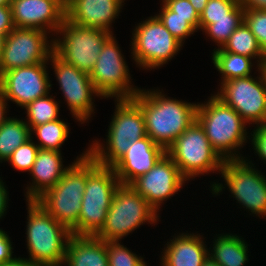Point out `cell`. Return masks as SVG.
Masks as SVG:
<instances>
[{
    "mask_svg": "<svg viewBox=\"0 0 266 266\" xmlns=\"http://www.w3.org/2000/svg\"><path fill=\"white\" fill-rule=\"evenodd\" d=\"M53 39V53L62 61L88 74L93 70L104 43L113 35L103 29L80 26L64 20Z\"/></svg>",
    "mask_w": 266,
    "mask_h": 266,
    "instance_id": "cell-9",
    "label": "cell"
},
{
    "mask_svg": "<svg viewBox=\"0 0 266 266\" xmlns=\"http://www.w3.org/2000/svg\"><path fill=\"white\" fill-rule=\"evenodd\" d=\"M162 2L177 16L199 17L198 12L191 5L189 0H162Z\"/></svg>",
    "mask_w": 266,
    "mask_h": 266,
    "instance_id": "cell-36",
    "label": "cell"
},
{
    "mask_svg": "<svg viewBox=\"0 0 266 266\" xmlns=\"http://www.w3.org/2000/svg\"><path fill=\"white\" fill-rule=\"evenodd\" d=\"M258 70V79L248 76L221 82L220 92L214 94L246 123L257 127L266 121V81L262 67Z\"/></svg>",
    "mask_w": 266,
    "mask_h": 266,
    "instance_id": "cell-12",
    "label": "cell"
},
{
    "mask_svg": "<svg viewBox=\"0 0 266 266\" xmlns=\"http://www.w3.org/2000/svg\"><path fill=\"white\" fill-rule=\"evenodd\" d=\"M245 159L224 160L220 174L237 202L252 214L266 217V178Z\"/></svg>",
    "mask_w": 266,
    "mask_h": 266,
    "instance_id": "cell-13",
    "label": "cell"
},
{
    "mask_svg": "<svg viewBox=\"0 0 266 266\" xmlns=\"http://www.w3.org/2000/svg\"><path fill=\"white\" fill-rule=\"evenodd\" d=\"M125 0H66V20L80 26L106 30L121 12Z\"/></svg>",
    "mask_w": 266,
    "mask_h": 266,
    "instance_id": "cell-20",
    "label": "cell"
},
{
    "mask_svg": "<svg viewBox=\"0 0 266 266\" xmlns=\"http://www.w3.org/2000/svg\"><path fill=\"white\" fill-rule=\"evenodd\" d=\"M7 189L4 186V183L2 180H0V219L2 216H4V213L6 212V208L8 207V194Z\"/></svg>",
    "mask_w": 266,
    "mask_h": 266,
    "instance_id": "cell-41",
    "label": "cell"
},
{
    "mask_svg": "<svg viewBox=\"0 0 266 266\" xmlns=\"http://www.w3.org/2000/svg\"><path fill=\"white\" fill-rule=\"evenodd\" d=\"M120 185L114 169L98 164L87 153V179L78 225L72 235H95L104 225L116 189Z\"/></svg>",
    "mask_w": 266,
    "mask_h": 266,
    "instance_id": "cell-4",
    "label": "cell"
},
{
    "mask_svg": "<svg viewBox=\"0 0 266 266\" xmlns=\"http://www.w3.org/2000/svg\"><path fill=\"white\" fill-rule=\"evenodd\" d=\"M87 179V150L65 172L61 180L35 201L71 231L78 225Z\"/></svg>",
    "mask_w": 266,
    "mask_h": 266,
    "instance_id": "cell-6",
    "label": "cell"
},
{
    "mask_svg": "<svg viewBox=\"0 0 266 266\" xmlns=\"http://www.w3.org/2000/svg\"><path fill=\"white\" fill-rule=\"evenodd\" d=\"M165 96L154 89H140L132 99L144 115L146 135L166 151L196 120L198 104Z\"/></svg>",
    "mask_w": 266,
    "mask_h": 266,
    "instance_id": "cell-1",
    "label": "cell"
},
{
    "mask_svg": "<svg viewBox=\"0 0 266 266\" xmlns=\"http://www.w3.org/2000/svg\"><path fill=\"white\" fill-rule=\"evenodd\" d=\"M209 256L221 266H243L248 262V245L244 238L232 234H218ZM211 251V252H210Z\"/></svg>",
    "mask_w": 266,
    "mask_h": 266,
    "instance_id": "cell-24",
    "label": "cell"
},
{
    "mask_svg": "<svg viewBox=\"0 0 266 266\" xmlns=\"http://www.w3.org/2000/svg\"><path fill=\"white\" fill-rule=\"evenodd\" d=\"M109 266H142L143 257L137 256L119 241H106Z\"/></svg>",
    "mask_w": 266,
    "mask_h": 266,
    "instance_id": "cell-33",
    "label": "cell"
},
{
    "mask_svg": "<svg viewBox=\"0 0 266 266\" xmlns=\"http://www.w3.org/2000/svg\"><path fill=\"white\" fill-rule=\"evenodd\" d=\"M47 33L38 29L15 27L5 38L0 59V76L14 68L47 63L53 53V40H49V43Z\"/></svg>",
    "mask_w": 266,
    "mask_h": 266,
    "instance_id": "cell-14",
    "label": "cell"
},
{
    "mask_svg": "<svg viewBox=\"0 0 266 266\" xmlns=\"http://www.w3.org/2000/svg\"><path fill=\"white\" fill-rule=\"evenodd\" d=\"M30 133H35L37 136L38 147L43 150L59 151L64 141L68 138L69 128L68 123L61 119L52 122H47L38 126H34Z\"/></svg>",
    "mask_w": 266,
    "mask_h": 266,
    "instance_id": "cell-28",
    "label": "cell"
},
{
    "mask_svg": "<svg viewBox=\"0 0 266 266\" xmlns=\"http://www.w3.org/2000/svg\"><path fill=\"white\" fill-rule=\"evenodd\" d=\"M9 235L0 229V266L6 262L12 261L15 257L12 256V244Z\"/></svg>",
    "mask_w": 266,
    "mask_h": 266,
    "instance_id": "cell-39",
    "label": "cell"
},
{
    "mask_svg": "<svg viewBox=\"0 0 266 266\" xmlns=\"http://www.w3.org/2000/svg\"><path fill=\"white\" fill-rule=\"evenodd\" d=\"M244 22L261 45L266 40V10H245Z\"/></svg>",
    "mask_w": 266,
    "mask_h": 266,
    "instance_id": "cell-35",
    "label": "cell"
},
{
    "mask_svg": "<svg viewBox=\"0 0 266 266\" xmlns=\"http://www.w3.org/2000/svg\"><path fill=\"white\" fill-rule=\"evenodd\" d=\"M46 64L37 63L4 72L0 76V89L6 101L25 108L34 100L50 94L52 84Z\"/></svg>",
    "mask_w": 266,
    "mask_h": 266,
    "instance_id": "cell-16",
    "label": "cell"
},
{
    "mask_svg": "<svg viewBox=\"0 0 266 266\" xmlns=\"http://www.w3.org/2000/svg\"><path fill=\"white\" fill-rule=\"evenodd\" d=\"M240 3L238 0H208L205 9L199 15V29L204 30L211 19L229 18Z\"/></svg>",
    "mask_w": 266,
    "mask_h": 266,
    "instance_id": "cell-32",
    "label": "cell"
},
{
    "mask_svg": "<svg viewBox=\"0 0 266 266\" xmlns=\"http://www.w3.org/2000/svg\"><path fill=\"white\" fill-rule=\"evenodd\" d=\"M116 102L106 147L96 140L87 149V153L102 166L112 167L132 142L146 136L145 118L139 105L132 98H120Z\"/></svg>",
    "mask_w": 266,
    "mask_h": 266,
    "instance_id": "cell-5",
    "label": "cell"
},
{
    "mask_svg": "<svg viewBox=\"0 0 266 266\" xmlns=\"http://www.w3.org/2000/svg\"><path fill=\"white\" fill-rule=\"evenodd\" d=\"M189 181L198 175L221 170L224 160L212 148L203 127L195 120L166 150Z\"/></svg>",
    "mask_w": 266,
    "mask_h": 266,
    "instance_id": "cell-8",
    "label": "cell"
},
{
    "mask_svg": "<svg viewBox=\"0 0 266 266\" xmlns=\"http://www.w3.org/2000/svg\"><path fill=\"white\" fill-rule=\"evenodd\" d=\"M166 151L149 137L132 142L128 151L112 166L120 184L130 185L148 173Z\"/></svg>",
    "mask_w": 266,
    "mask_h": 266,
    "instance_id": "cell-19",
    "label": "cell"
},
{
    "mask_svg": "<svg viewBox=\"0 0 266 266\" xmlns=\"http://www.w3.org/2000/svg\"><path fill=\"white\" fill-rule=\"evenodd\" d=\"M185 181L178 166L165 153L148 173L130 185L158 212L163 201L181 190Z\"/></svg>",
    "mask_w": 266,
    "mask_h": 266,
    "instance_id": "cell-17",
    "label": "cell"
},
{
    "mask_svg": "<svg viewBox=\"0 0 266 266\" xmlns=\"http://www.w3.org/2000/svg\"><path fill=\"white\" fill-rule=\"evenodd\" d=\"M16 28L38 29L57 33L66 19L64 0H11ZM52 31V32H51Z\"/></svg>",
    "mask_w": 266,
    "mask_h": 266,
    "instance_id": "cell-18",
    "label": "cell"
},
{
    "mask_svg": "<svg viewBox=\"0 0 266 266\" xmlns=\"http://www.w3.org/2000/svg\"><path fill=\"white\" fill-rule=\"evenodd\" d=\"M261 46V52L264 59V65L266 64V40L260 45Z\"/></svg>",
    "mask_w": 266,
    "mask_h": 266,
    "instance_id": "cell-47",
    "label": "cell"
},
{
    "mask_svg": "<svg viewBox=\"0 0 266 266\" xmlns=\"http://www.w3.org/2000/svg\"><path fill=\"white\" fill-rule=\"evenodd\" d=\"M203 266H221L219 263L214 261L210 256L204 261Z\"/></svg>",
    "mask_w": 266,
    "mask_h": 266,
    "instance_id": "cell-45",
    "label": "cell"
},
{
    "mask_svg": "<svg viewBox=\"0 0 266 266\" xmlns=\"http://www.w3.org/2000/svg\"><path fill=\"white\" fill-rule=\"evenodd\" d=\"M7 105H8L7 101L4 98V95L0 89V125L9 118L5 114L7 113V110H6V108H8Z\"/></svg>",
    "mask_w": 266,
    "mask_h": 266,
    "instance_id": "cell-43",
    "label": "cell"
},
{
    "mask_svg": "<svg viewBox=\"0 0 266 266\" xmlns=\"http://www.w3.org/2000/svg\"><path fill=\"white\" fill-rule=\"evenodd\" d=\"M112 35L103 45L89 76L100 97L133 98L140 89L130 81L128 66Z\"/></svg>",
    "mask_w": 266,
    "mask_h": 266,
    "instance_id": "cell-11",
    "label": "cell"
},
{
    "mask_svg": "<svg viewBox=\"0 0 266 266\" xmlns=\"http://www.w3.org/2000/svg\"><path fill=\"white\" fill-rule=\"evenodd\" d=\"M5 38H6V35L0 32V59H1L2 51H3V47L5 43Z\"/></svg>",
    "mask_w": 266,
    "mask_h": 266,
    "instance_id": "cell-46",
    "label": "cell"
},
{
    "mask_svg": "<svg viewBox=\"0 0 266 266\" xmlns=\"http://www.w3.org/2000/svg\"><path fill=\"white\" fill-rule=\"evenodd\" d=\"M63 166L61 152L39 149L31 171L32 184L27 187L26 198L36 200L46 190L55 186L70 168Z\"/></svg>",
    "mask_w": 266,
    "mask_h": 266,
    "instance_id": "cell-21",
    "label": "cell"
},
{
    "mask_svg": "<svg viewBox=\"0 0 266 266\" xmlns=\"http://www.w3.org/2000/svg\"><path fill=\"white\" fill-rule=\"evenodd\" d=\"M199 234L177 235L162 252V266H203L209 251Z\"/></svg>",
    "mask_w": 266,
    "mask_h": 266,
    "instance_id": "cell-22",
    "label": "cell"
},
{
    "mask_svg": "<svg viewBox=\"0 0 266 266\" xmlns=\"http://www.w3.org/2000/svg\"><path fill=\"white\" fill-rule=\"evenodd\" d=\"M222 50L235 54L245 55L257 60V67L264 66V59L261 52V46L257 38L250 31V28L243 21L241 25L230 35ZM257 57V58H256Z\"/></svg>",
    "mask_w": 266,
    "mask_h": 266,
    "instance_id": "cell-27",
    "label": "cell"
},
{
    "mask_svg": "<svg viewBox=\"0 0 266 266\" xmlns=\"http://www.w3.org/2000/svg\"><path fill=\"white\" fill-rule=\"evenodd\" d=\"M32 137L15 149L7 159L16 170L30 172L33 167L39 147L32 141Z\"/></svg>",
    "mask_w": 266,
    "mask_h": 266,
    "instance_id": "cell-34",
    "label": "cell"
},
{
    "mask_svg": "<svg viewBox=\"0 0 266 266\" xmlns=\"http://www.w3.org/2000/svg\"><path fill=\"white\" fill-rule=\"evenodd\" d=\"M56 79L64 98L68 104L69 110L80 123L88 121L91 113L94 112L92 96H100L96 91L93 82L88 73L79 70L74 65H70L54 53L49 57Z\"/></svg>",
    "mask_w": 266,
    "mask_h": 266,
    "instance_id": "cell-15",
    "label": "cell"
},
{
    "mask_svg": "<svg viewBox=\"0 0 266 266\" xmlns=\"http://www.w3.org/2000/svg\"><path fill=\"white\" fill-rule=\"evenodd\" d=\"M189 2L200 15L201 12L205 9L208 0H189Z\"/></svg>",
    "mask_w": 266,
    "mask_h": 266,
    "instance_id": "cell-44",
    "label": "cell"
},
{
    "mask_svg": "<svg viewBox=\"0 0 266 266\" xmlns=\"http://www.w3.org/2000/svg\"><path fill=\"white\" fill-rule=\"evenodd\" d=\"M196 120L203 127L212 148L223 160L244 159L235 153L248 138L247 123L239 113L213 95L205 104H198Z\"/></svg>",
    "mask_w": 266,
    "mask_h": 266,
    "instance_id": "cell-3",
    "label": "cell"
},
{
    "mask_svg": "<svg viewBox=\"0 0 266 266\" xmlns=\"http://www.w3.org/2000/svg\"><path fill=\"white\" fill-rule=\"evenodd\" d=\"M11 0H0V5H10Z\"/></svg>",
    "mask_w": 266,
    "mask_h": 266,
    "instance_id": "cell-48",
    "label": "cell"
},
{
    "mask_svg": "<svg viewBox=\"0 0 266 266\" xmlns=\"http://www.w3.org/2000/svg\"><path fill=\"white\" fill-rule=\"evenodd\" d=\"M157 211L131 186L120 184L116 189L103 227L94 235L104 241H120L141 224H154Z\"/></svg>",
    "mask_w": 266,
    "mask_h": 266,
    "instance_id": "cell-7",
    "label": "cell"
},
{
    "mask_svg": "<svg viewBox=\"0 0 266 266\" xmlns=\"http://www.w3.org/2000/svg\"><path fill=\"white\" fill-rule=\"evenodd\" d=\"M30 138V127L26 121L9 117L0 125V162L7 161L15 149Z\"/></svg>",
    "mask_w": 266,
    "mask_h": 266,
    "instance_id": "cell-26",
    "label": "cell"
},
{
    "mask_svg": "<svg viewBox=\"0 0 266 266\" xmlns=\"http://www.w3.org/2000/svg\"><path fill=\"white\" fill-rule=\"evenodd\" d=\"M1 266H39V265L33 264L32 262L27 260V258L15 257L12 261L6 262Z\"/></svg>",
    "mask_w": 266,
    "mask_h": 266,
    "instance_id": "cell-42",
    "label": "cell"
},
{
    "mask_svg": "<svg viewBox=\"0 0 266 266\" xmlns=\"http://www.w3.org/2000/svg\"><path fill=\"white\" fill-rule=\"evenodd\" d=\"M212 62L222 75V82L235 78H244L251 76L252 58L227 52L221 48L213 50Z\"/></svg>",
    "mask_w": 266,
    "mask_h": 266,
    "instance_id": "cell-25",
    "label": "cell"
},
{
    "mask_svg": "<svg viewBox=\"0 0 266 266\" xmlns=\"http://www.w3.org/2000/svg\"><path fill=\"white\" fill-rule=\"evenodd\" d=\"M52 95L38 98L25 107L30 130L34 126L45 124L59 119V103Z\"/></svg>",
    "mask_w": 266,
    "mask_h": 266,
    "instance_id": "cell-31",
    "label": "cell"
},
{
    "mask_svg": "<svg viewBox=\"0 0 266 266\" xmlns=\"http://www.w3.org/2000/svg\"><path fill=\"white\" fill-rule=\"evenodd\" d=\"M263 72H264V76H265V81H266V64L262 67Z\"/></svg>",
    "mask_w": 266,
    "mask_h": 266,
    "instance_id": "cell-49",
    "label": "cell"
},
{
    "mask_svg": "<svg viewBox=\"0 0 266 266\" xmlns=\"http://www.w3.org/2000/svg\"><path fill=\"white\" fill-rule=\"evenodd\" d=\"M139 23L132 33V57L139 67L148 70L166 64L183 46L157 16Z\"/></svg>",
    "mask_w": 266,
    "mask_h": 266,
    "instance_id": "cell-10",
    "label": "cell"
},
{
    "mask_svg": "<svg viewBox=\"0 0 266 266\" xmlns=\"http://www.w3.org/2000/svg\"><path fill=\"white\" fill-rule=\"evenodd\" d=\"M251 135L253 149L262 160L266 161V121L255 127Z\"/></svg>",
    "mask_w": 266,
    "mask_h": 266,
    "instance_id": "cell-37",
    "label": "cell"
},
{
    "mask_svg": "<svg viewBox=\"0 0 266 266\" xmlns=\"http://www.w3.org/2000/svg\"><path fill=\"white\" fill-rule=\"evenodd\" d=\"M29 261L39 266H62L71 230L49 215L35 200L27 201Z\"/></svg>",
    "mask_w": 266,
    "mask_h": 266,
    "instance_id": "cell-2",
    "label": "cell"
},
{
    "mask_svg": "<svg viewBox=\"0 0 266 266\" xmlns=\"http://www.w3.org/2000/svg\"><path fill=\"white\" fill-rule=\"evenodd\" d=\"M244 11V8L239 5L229 14V18L211 19V24L203 31L210 36V39L212 38V41L217 43L218 48H221L244 21Z\"/></svg>",
    "mask_w": 266,
    "mask_h": 266,
    "instance_id": "cell-30",
    "label": "cell"
},
{
    "mask_svg": "<svg viewBox=\"0 0 266 266\" xmlns=\"http://www.w3.org/2000/svg\"><path fill=\"white\" fill-rule=\"evenodd\" d=\"M14 28L11 5H0V32L7 36Z\"/></svg>",
    "mask_w": 266,
    "mask_h": 266,
    "instance_id": "cell-38",
    "label": "cell"
},
{
    "mask_svg": "<svg viewBox=\"0 0 266 266\" xmlns=\"http://www.w3.org/2000/svg\"><path fill=\"white\" fill-rule=\"evenodd\" d=\"M244 10H266V0H238Z\"/></svg>",
    "mask_w": 266,
    "mask_h": 266,
    "instance_id": "cell-40",
    "label": "cell"
},
{
    "mask_svg": "<svg viewBox=\"0 0 266 266\" xmlns=\"http://www.w3.org/2000/svg\"><path fill=\"white\" fill-rule=\"evenodd\" d=\"M63 265L109 266L106 241L93 235H72Z\"/></svg>",
    "mask_w": 266,
    "mask_h": 266,
    "instance_id": "cell-23",
    "label": "cell"
},
{
    "mask_svg": "<svg viewBox=\"0 0 266 266\" xmlns=\"http://www.w3.org/2000/svg\"><path fill=\"white\" fill-rule=\"evenodd\" d=\"M162 5V11L156 16L166 29L183 45L188 36L199 30V17L177 16L163 2Z\"/></svg>",
    "mask_w": 266,
    "mask_h": 266,
    "instance_id": "cell-29",
    "label": "cell"
}]
</instances>
